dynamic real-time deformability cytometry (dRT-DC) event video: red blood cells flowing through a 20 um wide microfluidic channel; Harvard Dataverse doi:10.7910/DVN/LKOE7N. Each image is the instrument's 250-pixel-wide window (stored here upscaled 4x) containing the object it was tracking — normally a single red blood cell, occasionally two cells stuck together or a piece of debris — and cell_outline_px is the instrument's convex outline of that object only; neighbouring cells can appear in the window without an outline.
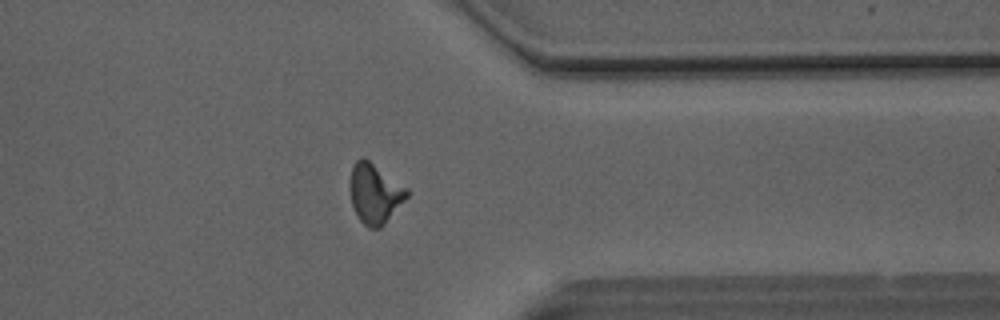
{"species": "Egyptian fruit bat (a non-hibernating species)", "species_latin": "Rousettus aegyptiacus", "temperature_condition": "room temperature", "stored_images_in_passage": 50, "camera_frame_rate_fps": 3000, "um_per_image_px": 0.085, "animal": {"sex": "male"}, "frame": {"image": 1, "passage_image": 40, "time_ms": 13.0, "image_size_px": [1000, 320], "cell_outline_px": [[408, 196], [384, 224], [380, 228], [368, 228], [360, 220], [352, 204], [348, 188], [348, 184], [352, 168], [356, 160], [360, 156], [364, 156], [408, 188]], "centroid_in_image_um": [31.83, 16.41], "position_along_channel_um": 379.6, "area_um2": 20.0}}
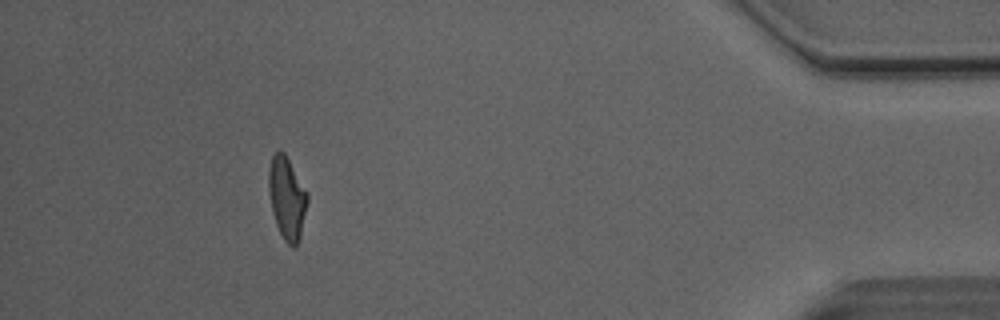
{"frame": {"image": 2, "passage_image": 46, "time_ms": 15.0, "image_size_px": [1000, 320], "cell_outline_px": [[308, 200], [300, 236], [296, 248], [292, 248], [284, 240], [276, 224], [272, 212], [268, 192], [268, 172], [272, 156], [280, 148], [284, 152], [308, 192]], "centroid_in_image_um": [24.38, 16.83], "position_along_channel_um": 410.8, "area_um2": 18.73}, "authors_computed_cell_mechanics": {"area_um2": 19.1318, "velocity_mm_per_s": 4.1193, "shape_relaxation_time_tau1_ms": null, "shape_relaxation_time_tau2_ms": 1.7086, "deformation_change_tau1": null, "deformation_change_tau2": 0.0997}}